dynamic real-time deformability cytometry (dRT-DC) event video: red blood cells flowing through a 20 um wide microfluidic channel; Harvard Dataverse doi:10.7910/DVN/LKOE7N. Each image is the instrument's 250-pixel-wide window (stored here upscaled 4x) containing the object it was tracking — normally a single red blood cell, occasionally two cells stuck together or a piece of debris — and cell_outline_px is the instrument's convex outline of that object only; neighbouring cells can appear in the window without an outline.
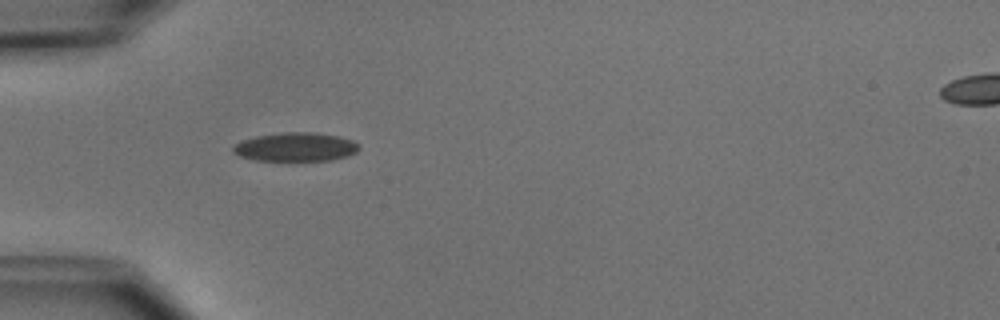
{"species": "common noctule bat (a hibernating species)", "species_latin": "Nyctalus noctula", "temperature_condition": "cold", "stored_images_in_passage": 3, "camera_frame_rate_fps": 3000, "um_per_image_px": 0.085, "animal": {"sex": "male", "body_mass_g": 15.6}, "frame": {"image": 1, "passage_image": 1, "time_ms": 0.0, "image_size_px": [1000, 320], "cell_outline_px": [[360, 148], [356, 152], [348, 156], [332, 160], [256, 160], [240, 156], [232, 152], [232, 148], [240, 140], [256, 136], [284, 132], [312, 132], [336, 136], [352, 140]], "centroid_in_image_um": [25.1, 12.49], "position_along_channel_um": 59.9, "area_um2": 20.92}}
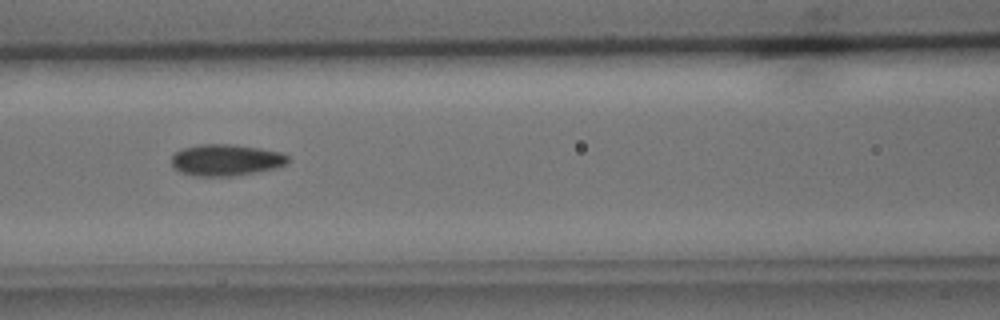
{"frame": {"image": 2, "passage_image": 3, "time_ms": 2.333, "image_size_px": [1000, 320], "cell_outline_px": [[288, 164], [276, 168], [236, 176], [192, 176], [180, 172], [172, 164], [172, 156], [176, 152], [184, 148], [200, 144], [232, 144], [260, 148], [280, 152], [288, 156]], "centroid_in_image_um": [19.22, 13.61], "position_along_channel_um": 147.4, "area_um2": 21.44}}